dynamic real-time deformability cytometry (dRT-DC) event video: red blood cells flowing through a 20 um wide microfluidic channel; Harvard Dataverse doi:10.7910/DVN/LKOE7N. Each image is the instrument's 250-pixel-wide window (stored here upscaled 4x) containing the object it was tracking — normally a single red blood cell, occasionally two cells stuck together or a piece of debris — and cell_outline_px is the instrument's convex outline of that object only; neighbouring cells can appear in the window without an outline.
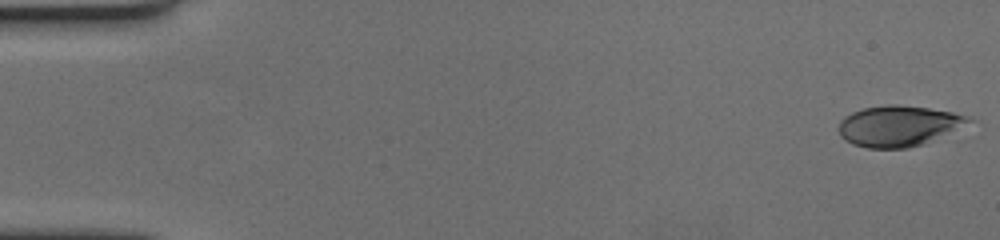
{"species": "human", "species_latin": "Homo sapiens", "temperature_condition": "cold", "stored_images_in_passage": 60, "camera_frame_rate_fps": 3000, "um_per_image_px": 0.085, "donor": {"sex": "female"}, "frame": {"image": 1, "passage_image": 1, "time_ms": 0.0, "image_size_px": [1000, 240], "cell_outline_px": [[980, 120], [924, 144], [908, 148], [868, 148], [852, 144], [844, 140], [840, 136], [836, 128], [840, 120], [844, 116], [852, 112], [864, 108], [888, 104], [896, 104], [928, 108], [952, 112], [972, 116]], "centroid_in_image_um": [76.42, 10.7], "position_along_channel_um": 8.6, "area_um2": 31.56}}
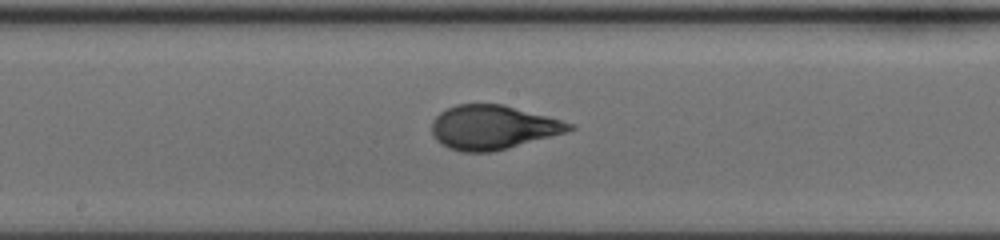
{"frame": {"image": 2, "passage_image": 32, "time_ms": 10.333, "image_size_px": [1000, 240], "cell_outline_px": [[576, 128], [564, 132], [508, 148], [492, 152], [460, 152], [448, 148], [440, 144], [432, 136], [432, 120], [440, 112], [456, 104], [504, 104], [548, 116], [576, 124]], "centroid_in_image_um": [41.86, 10.82], "position_along_channel_um": 206.3, "area_um2": 35.43}}
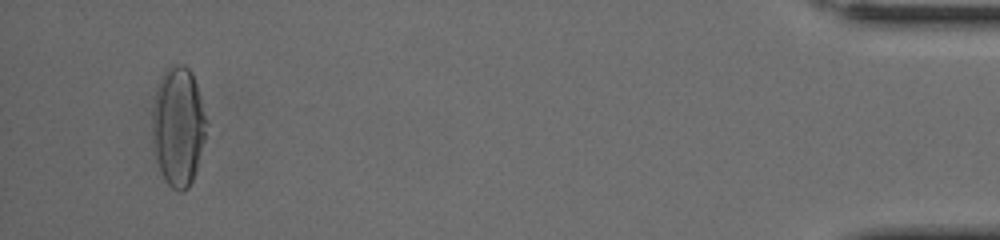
{"frame": {"image": 3, "passage_image": 57, "time_ms": 18.667, "image_size_px": [1000, 240], "cell_outline_px": [[208, 124], [204, 140], [196, 168], [192, 180], [188, 188], [180, 192], [172, 188], [168, 184], [160, 168], [152, 144], [152, 108], [160, 76], [172, 64], [184, 64], [192, 72], [196, 84]], "centroid_in_image_um": [15.14, 10.71], "position_along_channel_um": 420.1, "area_um2": 37.45}, "authors_computed_cell_mechanics": {"area_um2": 34.5933, "velocity_mm_per_s": 3.4763, "shape_relaxation_time_tau1_ms": 3.8728, "shape_relaxation_time_tau2_ms": null, "deformation_change_tau1": 0.1888, "deformation_change_tau2": null}}